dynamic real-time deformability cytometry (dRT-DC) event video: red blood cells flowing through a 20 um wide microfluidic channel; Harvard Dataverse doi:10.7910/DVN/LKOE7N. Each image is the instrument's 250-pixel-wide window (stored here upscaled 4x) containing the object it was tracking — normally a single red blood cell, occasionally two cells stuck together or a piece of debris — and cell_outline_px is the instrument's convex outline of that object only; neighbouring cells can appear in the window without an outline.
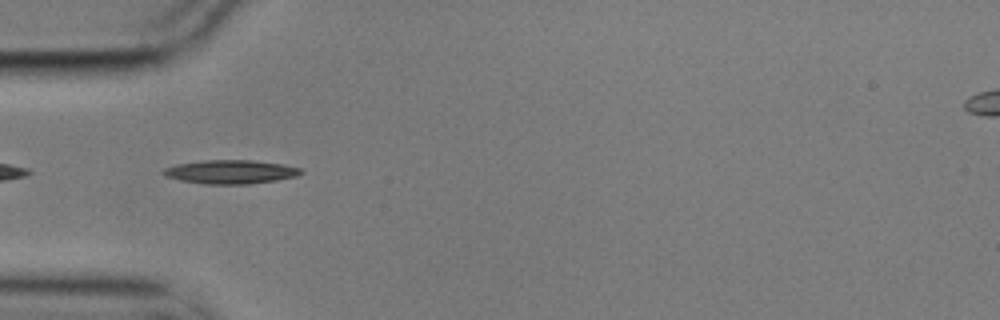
{"species": "common noctule bat (a hibernating species)", "species_latin": "Nyctalus noctula", "temperature_condition": "cold", "stored_images_in_passage": 42, "camera_frame_rate_fps": 3000, "um_per_image_px": 0.085, "animal": {"sex": "male", "body_mass_g": 17.9}, "frame": {"image": 1, "passage_image": 3, "time_ms": 0.667, "image_size_px": [1000, 320], "cell_outline_px": [[304, 172], [296, 176], [276, 180], [248, 184], [204, 184], [180, 180], [164, 176], [160, 172], [164, 168], [176, 164], [204, 160], [252, 160], [284, 164], [300, 168]], "centroid_in_image_um": [19.57, 14.6], "position_along_channel_um": 65.4, "area_um2": 19.13}}
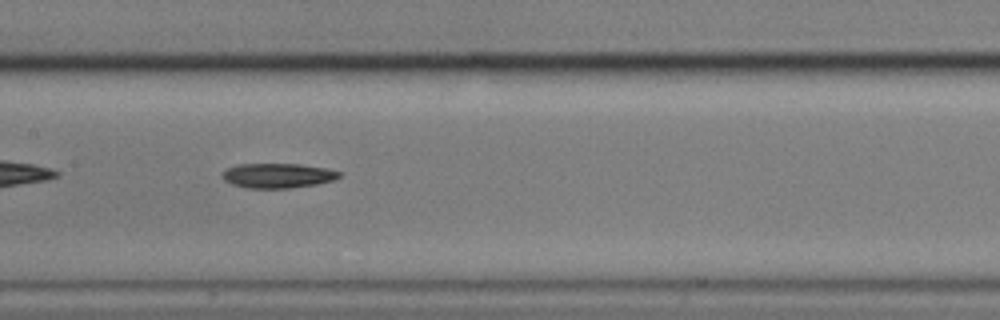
{"frame": {"image": 2, "passage_image": 13, "time_ms": 4.0, "image_size_px": [1000, 320], "cell_outline_px": [[340, 176], [336, 180], [316, 184], [292, 188], [248, 188], [232, 184], [224, 180], [220, 176], [228, 168], [240, 164], [300, 164], [328, 168], [340, 172]], "centroid_in_image_um": [23.64, 14.93], "position_along_channel_um": 183.8, "area_um2": 16.88}}
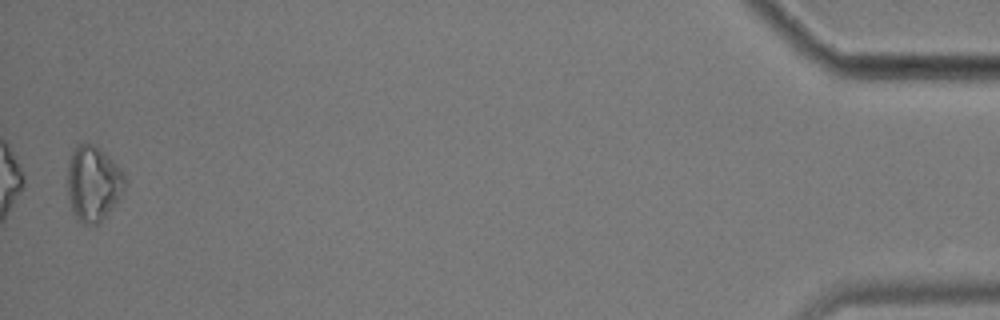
{"frame": {"image": 3, "passage_image": 41, "time_ms": 13.333, "image_size_px": [1000, 320], "cell_outline_px": [[128, 180], [124, 192], [108, 212], [96, 224], [84, 224], [76, 220], [72, 212], [68, 196], [68, 164], [72, 152], [76, 144], [92, 144], [104, 152], [120, 168]], "centroid_in_image_um": [7.93, 15.6], "position_along_channel_um": 427.3, "area_um2": 25.14}, "authors_computed_cell_mechanics": {"area_um2": 17.1666, "velocity_mm_per_s": 3.551, "shape_relaxation_time_tau1_ms": 3.5913, "shape_relaxation_time_tau2_ms": null, "deformation_change_tau1": 0.133, "deformation_change_tau2": null}}